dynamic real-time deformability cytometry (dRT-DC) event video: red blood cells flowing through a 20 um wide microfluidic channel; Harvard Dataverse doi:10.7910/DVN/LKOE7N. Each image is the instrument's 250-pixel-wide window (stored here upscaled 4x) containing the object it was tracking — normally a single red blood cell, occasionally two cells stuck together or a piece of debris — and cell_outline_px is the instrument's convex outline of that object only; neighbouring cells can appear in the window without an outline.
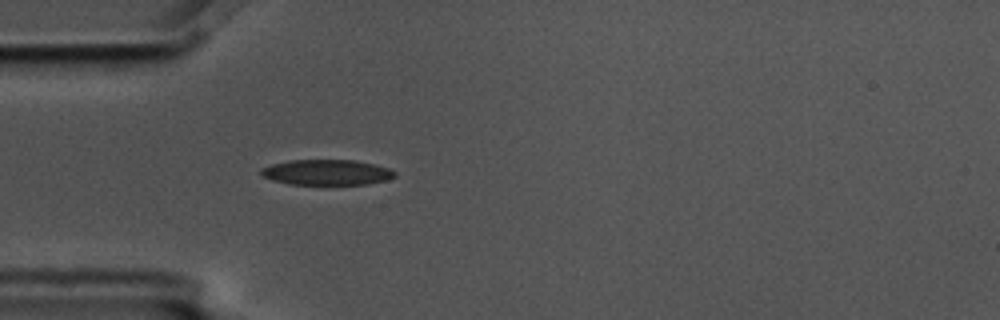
{"species": "common noctule bat (a hibernating species)", "species_latin": "Nyctalus noctula", "temperature_condition": "cold", "stored_images_in_passage": 1, "camera_frame_rate_fps": 3000, "um_per_image_px": 0.085, "animal": {"sex": "male", "body_mass_g": 17.5, "forearm_length_mm": 52.3}, "frame": {"image": 1, "passage_image": 1, "time_ms": 0.0, "image_size_px": [1000, 320], "cell_outline_px": [[396, 176], [388, 180], [368, 184], [288, 184], [272, 180], [264, 176], [260, 172], [260, 168], [272, 164], [288, 160], [352, 160], [376, 164], [388, 168], [396, 172]], "centroid_in_image_um": [27.79, 14.64], "position_along_channel_um": 57.2, "area_um2": 19.88}}